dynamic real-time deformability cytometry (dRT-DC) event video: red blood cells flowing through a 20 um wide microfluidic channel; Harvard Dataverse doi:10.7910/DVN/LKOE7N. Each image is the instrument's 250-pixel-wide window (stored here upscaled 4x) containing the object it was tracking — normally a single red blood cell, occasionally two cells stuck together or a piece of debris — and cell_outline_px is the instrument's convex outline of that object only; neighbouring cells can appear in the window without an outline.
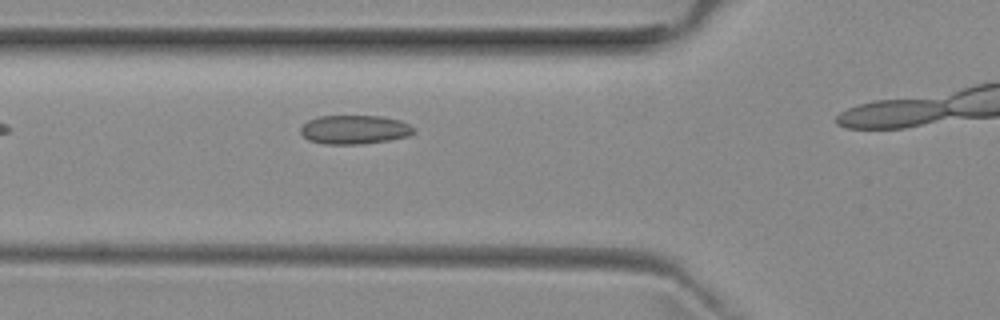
{"species": "common noctule bat (a hibernating species)", "species_latin": "Nyctalus noctula", "temperature_condition": "room temperature", "stored_images_in_passage": 7, "camera_frame_rate_fps": 3000, "um_per_image_px": 0.085, "animal": {"sex": "female", "body_mass_g": 29.2, "forearm_length_mm": 56.3}, "frame": {"image": 1, "passage_image": 3, "time_ms": 0.667, "image_size_px": [1000, 320], "cell_outline_px": [[416, 132], [408, 136], [388, 140], [360, 144], [324, 144], [308, 140], [300, 132], [300, 128], [308, 120], [320, 116], [380, 116], [400, 120], [416, 128]], "centroid_in_image_um": [30.14, 11.01], "position_along_channel_um": 95.7, "area_um2": 19.07}}
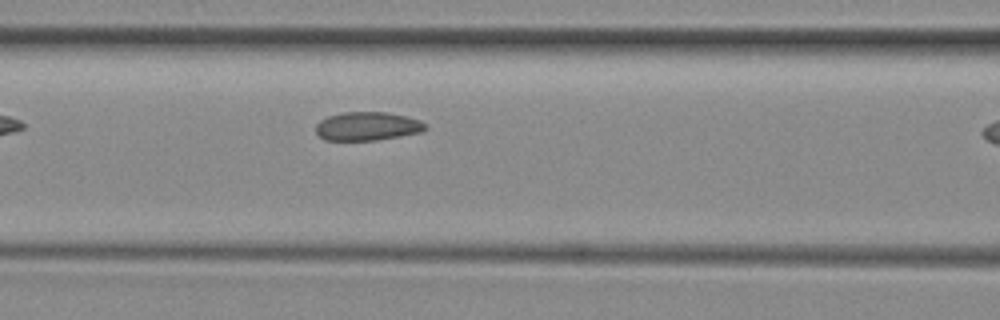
{"frame": {"image": 2, "passage_image": 6, "time_ms": 1.667, "image_size_px": [1000, 320], "cell_outline_px": [[428, 128], [420, 132], [400, 136], [376, 140], [324, 140], [316, 132], [316, 124], [320, 120], [328, 116], [344, 112], [388, 112], [408, 116], [420, 120], [428, 124]], "centroid_in_image_um": [31.26, 10.72], "position_along_channel_um": 135.3, "area_um2": 18.38}}